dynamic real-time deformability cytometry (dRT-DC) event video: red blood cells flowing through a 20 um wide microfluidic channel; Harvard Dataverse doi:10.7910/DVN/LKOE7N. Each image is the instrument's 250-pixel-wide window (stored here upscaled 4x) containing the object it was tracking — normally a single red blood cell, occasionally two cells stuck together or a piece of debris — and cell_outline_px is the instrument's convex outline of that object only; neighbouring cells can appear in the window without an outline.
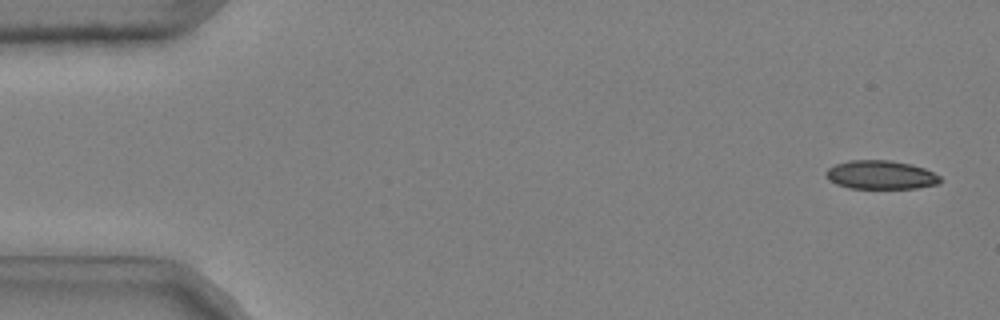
{"species": "common noctule bat (a hibernating species)", "species_latin": "Nyctalus noctula", "temperature_condition": "cold", "stored_images_in_passage": 51, "camera_frame_rate_fps": 3000, "um_per_image_px": 0.085, "animal": {"sex": "male", "body_mass_g": 20.4}, "frame": {"image": 1, "passage_image": 2, "time_ms": 0.333, "image_size_px": [1000, 320], "cell_outline_px": [[940, 184], [916, 188], [848, 188], [836, 184], [828, 180], [824, 176], [824, 172], [828, 168], [836, 164], [848, 160], [892, 160], [912, 164], [924, 168], [940, 176]], "centroid_in_image_um": [74.83, 14.86], "position_along_channel_um": 10.2, "area_um2": 19.31}}
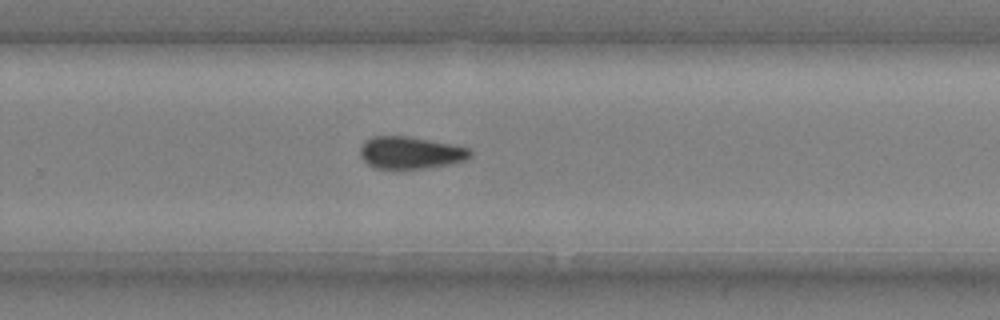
{"frame": {"image": 2, "passage_image": 35, "time_ms": 11.333, "image_size_px": [1000, 320], "cell_outline_px": [[472, 156], [468, 160], [448, 164], [424, 168], [376, 168], [368, 164], [360, 156], [360, 148], [364, 140], [372, 136], [408, 136], [456, 144], [468, 148], [472, 152]], "centroid_in_image_um": [34.92, 12.96], "position_along_channel_um": 294.9, "area_um2": 20.81}}
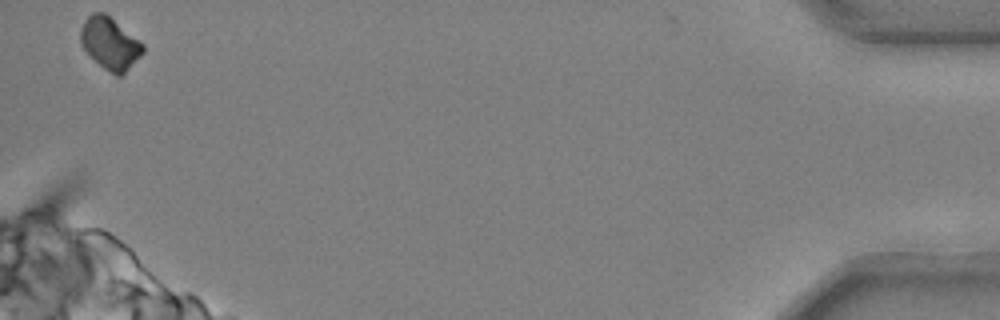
{"frame": {"image": 3, "passage_image": 51, "time_ms": 16.667, "image_size_px": [1000, 320], "cell_outline_px": [[144, 52], [120, 76], [116, 76], [104, 68], [80, 44], [80, 28], [84, 20], [92, 12], [104, 12], [144, 44]], "centroid_in_image_um": [9.33, 3.66], "position_along_channel_um": 425.9, "area_um2": 18.5}}